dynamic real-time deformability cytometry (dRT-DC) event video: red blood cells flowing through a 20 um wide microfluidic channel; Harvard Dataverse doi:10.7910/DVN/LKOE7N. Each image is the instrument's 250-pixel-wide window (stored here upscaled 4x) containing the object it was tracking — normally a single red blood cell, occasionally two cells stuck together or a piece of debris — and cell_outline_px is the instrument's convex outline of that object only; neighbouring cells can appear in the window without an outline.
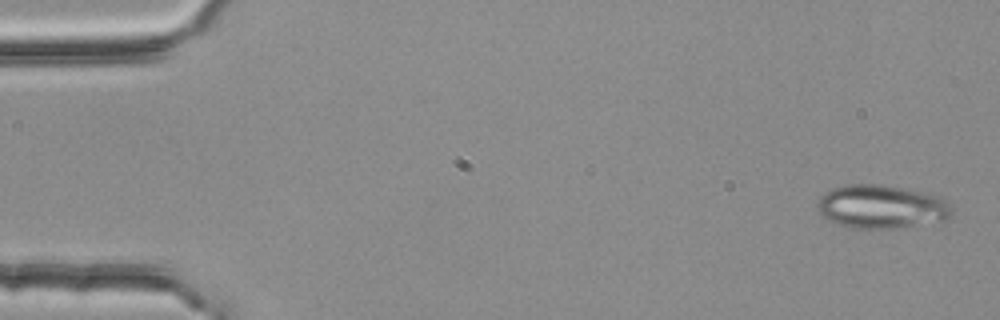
{"species": "common noctule bat (a hibernating species)", "species_latin": "Nyctalus noctula", "temperature_condition": "room temperature", "stored_images_in_passage": 5, "camera_frame_rate_fps": 3000, "um_per_image_px": 0.085, "animal": {"sex": "female", "body_mass_g": 25.1}, "frame": {"image": 1, "passage_image": 1, "time_ms": 0.0, "image_size_px": [1000, 320], "cell_outline_px": [[952, 216], [948, 220], [892, 228], [852, 228], [836, 224], [828, 220], [816, 208], [820, 196], [824, 192], [832, 188], [844, 184], [880, 184], [904, 188], [940, 196], [948, 204], [952, 212]], "centroid_in_image_um": [74.89, 17.56], "position_along_channel_um": 10.1, "area_um2": 34.16}}